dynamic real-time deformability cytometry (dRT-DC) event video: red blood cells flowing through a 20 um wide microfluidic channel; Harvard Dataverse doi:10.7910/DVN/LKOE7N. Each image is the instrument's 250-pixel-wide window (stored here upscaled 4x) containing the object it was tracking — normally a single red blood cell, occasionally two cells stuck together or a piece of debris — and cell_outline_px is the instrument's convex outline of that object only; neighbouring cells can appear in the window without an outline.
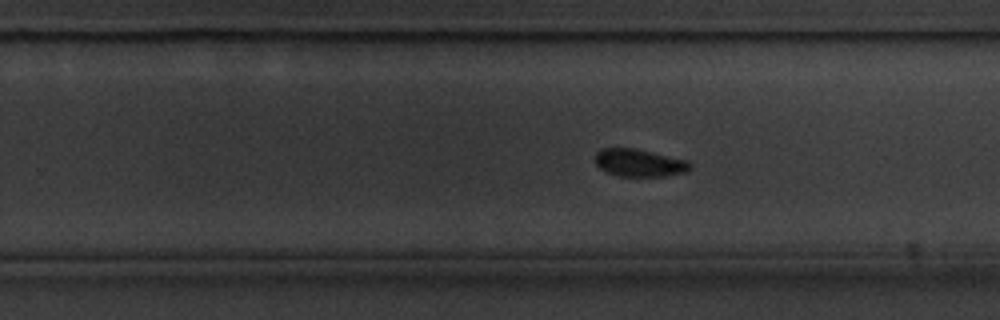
{"species": "common noctule bat (a hibernating species)", "species_latin": "Nyctalus noctula", "temperature_condition": "cold", "stored_images_in_passage": 40, "camera_frame_rate_fps": 3000, "um_per_image_px": 0.085, "animal": {"sex": "male", "body_mass_g": 20.1, "forearm_length_mm": 53.5}, "frame": {"image": 1, "passage_image": 18, "time_ms": 5.667, "image_size_px": [1000, 320], "cell_outline_px": [[692, 168], [684, 172], [664, 176], [620, 176], [608, 172], [600, 168], [596, 164], [596, 152], [600, 148], [636, 148], [688, 160], [692, 164]], "centroid_in_image_um": [54.36, 13.83], "position_along_channel_um": 275.4, "area_um2": 15.26}}
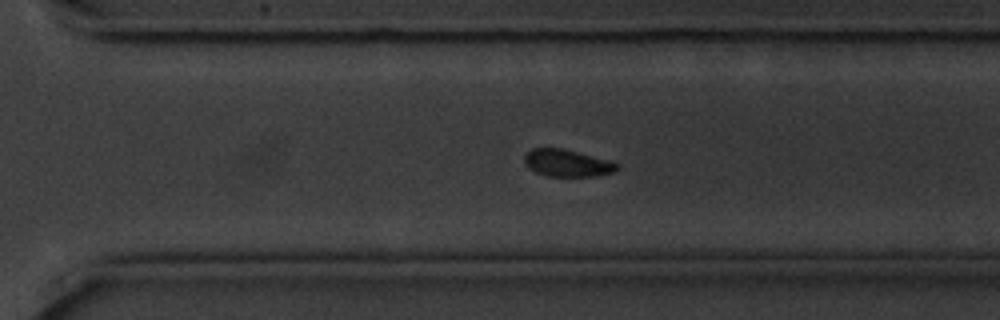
{"frame": {"image": 2, "passage_image": 22, "time_ms": 7.0, "image_size_px": [1000, 320], "cell_outline_px": [[620, 168], [616, 172], [596, 176], [548, 176], [536, 172], [528, 168], [524, 160], [524, 156], [532, 148], [564, 148], [612, 160], [620, 164]], "centroid_in_image_um": [48.29, 13.85], "position_along_channel_um": 322.3, "area_um2": 14.97}}
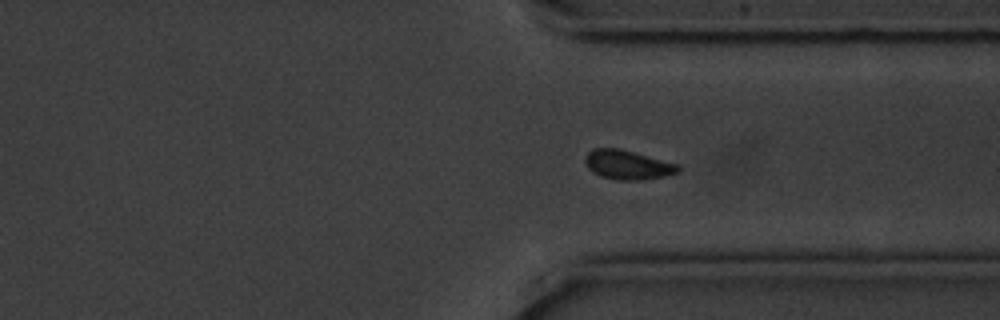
{"frame": {"image": 3, "passage_image": 25, "time_ms": 8.0, "image_size_px": [1000, 320], "cell_outline_px": [[680, 172], [664, 176], [644, 180], [616, 180], [600, 176], [592, 172], [588, 168], [584, 160], [584, 156], [592, 148], [620, 148], [680, 164]], "centroid_in_image_um": [53.35, 14.0], "position_along_channel_um": 358.0, "area_um2": 16.18}}